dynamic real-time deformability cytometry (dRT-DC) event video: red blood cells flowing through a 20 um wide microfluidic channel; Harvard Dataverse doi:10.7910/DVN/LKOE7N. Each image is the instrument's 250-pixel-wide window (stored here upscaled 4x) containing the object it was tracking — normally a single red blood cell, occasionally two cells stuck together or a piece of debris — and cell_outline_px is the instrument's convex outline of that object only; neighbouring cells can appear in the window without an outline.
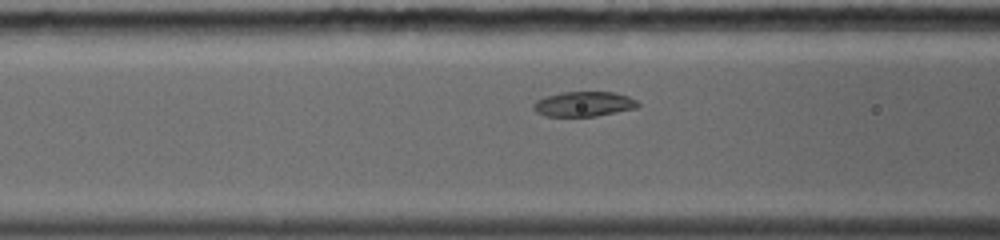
{"species": "common noctule bat (a hibernating species)", "species_latin": "Nyctalus noctula", "temperature_condition": "warm", "stored_images_in_passage": 8, "camera_frame_rate_fps": 5000, "um_per_image_px": 0.085, "animal": {"sex": "female", "body_mass_g": 19.0, "forearm_length_mm": 56.7}, "frame": {"image": 1, "passage_image": 5, "time_ms": 2.2, "image_size_px": [1000, 240], "cell_outline_px": [[640, 104], [636, 108], [596, 116], [544, 116], [536, 112], [532, 108], [532, 104], [536, 100], [544, 96], [564, 92], [612, 92], [628, 96], [636, 100]], "centroid_in_image_um": [49.58, 8.84], "position_along_channel_um": 117.0, "area_um2": 15.2}}
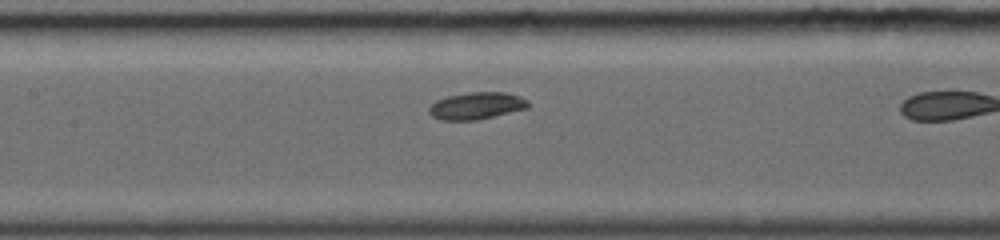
{"frame": {"image": 2, "passage_image": 7, "time_ms": 3.4, "image_size_px": [1000, 240], "cell_outline_px": [[528, 108], [476, 120], [440, 120], [432, 116], [428, 112], [428, 108], [436, 100], [448, 96], [468, 92], [504, 92], [520, 96], [528, 100]], "centroid_in_image_um": [40.48, 8.99], "position_along_channel_um": 166.9, "area_um2": 15.61}}